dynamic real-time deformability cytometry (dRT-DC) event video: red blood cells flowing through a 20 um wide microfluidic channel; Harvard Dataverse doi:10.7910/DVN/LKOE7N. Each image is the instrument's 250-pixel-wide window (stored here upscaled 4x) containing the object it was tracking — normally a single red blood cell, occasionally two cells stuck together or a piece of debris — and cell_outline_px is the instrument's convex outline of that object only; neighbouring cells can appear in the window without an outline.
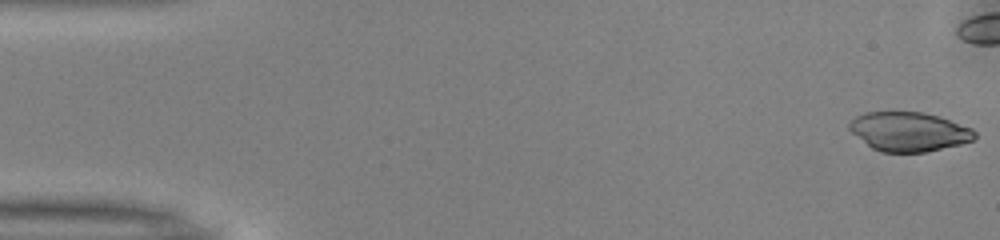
{"species": "common noctule bat (a hibernating species)", "species_latin": "Nyctalus noctula", "temperature_condition": "warm", "stored_images_in_passage": 16, "camera_frame_rate_fps": 3000, "um_per_image_px": 0.085, "animal": {"sex": "male", "body_mass_g": 13.0, "forearm_length_mm": 53.1}, "frame": {"image": 1, "passage_image": 1, "time_ms": 0.0, "image_size_px": [1000, 240], "cell_outline_px": [[976, 136], [972, 140], [960, 144], [924, 152], [880, 152], [872, 148], [852, 132], [848, 128], [848, 124], [856, 116], [864, 112], [924, 112], [940, 116], [972, 128], [976, 132]], "centroid_in_image_um": [77.26, 11.18], "position_along_channel_um": 7.7, "area_um2": 28.55}}